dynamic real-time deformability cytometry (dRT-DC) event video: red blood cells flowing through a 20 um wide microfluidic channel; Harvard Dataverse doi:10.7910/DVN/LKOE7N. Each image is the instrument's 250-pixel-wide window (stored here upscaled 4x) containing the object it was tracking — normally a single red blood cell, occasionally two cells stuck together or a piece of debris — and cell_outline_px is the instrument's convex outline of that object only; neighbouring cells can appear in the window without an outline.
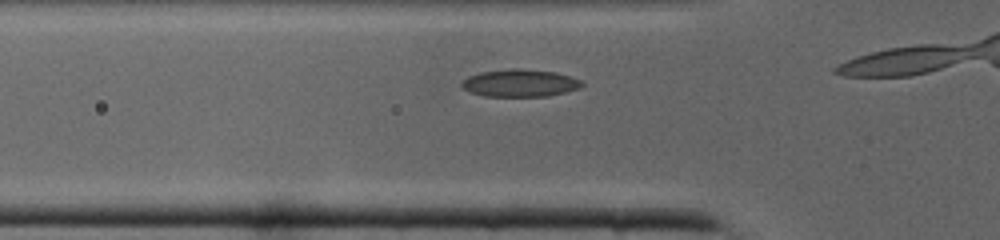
{"species": "common noctule bat (a hibernating species)", "species_latin": "Nyctalus noctula", "temperature_condition": "cold", "stored_images_in_passage": 6, "camera_frame_rate_fps": 3000, "um_per_image_px": 0.085, "animal": {"sex": "male", "body_mass_g": 19.0, "forearm_length_mm": 50.8}, "frame": {"image": 1, "passage_image": 4, "time_ms": 1.0, "image_size_px": [1000, 240], "cell_outline_px": [[584, 84], [580, 88], [548, 96], [484, 96], [472, 92], [464, 88], [460, 84], [468, 76], [480, 72], [508, 68], [524, 68], [556, 72], [580, 80]], "centroid_in_image_um": [44.19, 7.04], "position_along_channel_um": 81.6, "area_um2": 19.19}}